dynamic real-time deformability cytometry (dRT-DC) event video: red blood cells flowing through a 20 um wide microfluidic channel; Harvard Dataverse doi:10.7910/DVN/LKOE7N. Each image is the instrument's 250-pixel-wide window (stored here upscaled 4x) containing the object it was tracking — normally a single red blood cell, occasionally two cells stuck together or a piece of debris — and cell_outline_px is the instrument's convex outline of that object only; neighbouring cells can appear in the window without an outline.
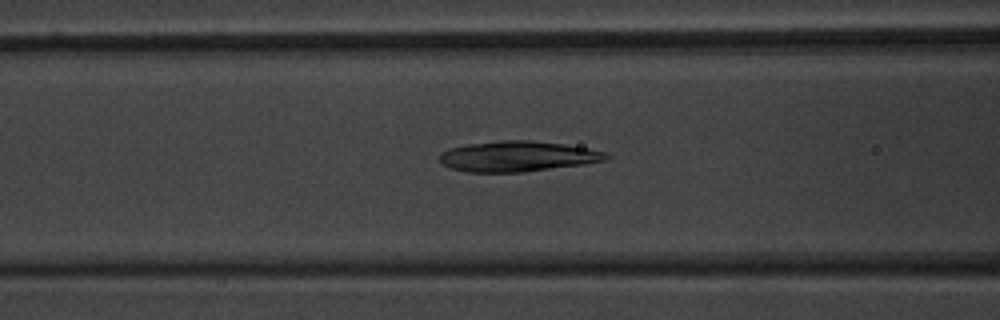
{"species": "common noctule bat (a hibernating species)", "species_latin": "Nyctalus noctula", "temperature_condition": "warm", "stored_images_in_passage": 47, "camera_frame_rate_fps": 3000, "um_per_image_px": 0.085, "animal": {"sex": "male", "body_mass_g": 20.1, "forearm_length_mm": 53.5}, "frame": {"image": 1, "passage_image": 17, "time_ms": 5.333, "image_size_px": [1000, 320], "cell_outline_px": [[612, 156], [608, 160], [584, 164], [524, 172], [468, 172], [452, 168], [444, 164], [440, 160], [440, 152], [448, 148], [464, 144], [500, 140], [532, 140], [564, 144], [588, 148], [608, 152]], "centroid_in_image_um": [44.03, 13.28], "position_along_channel_um": 122.6, "area_um2": 29.88}}
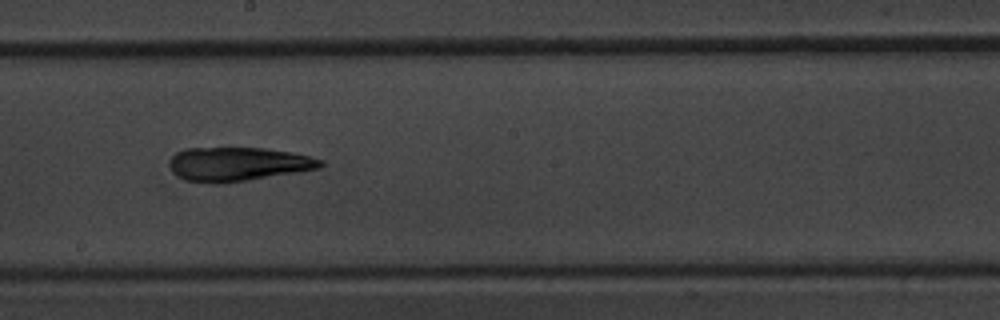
{"frame": {"image": 2, "passage_image": 25, "time_ms": 8.0, "image_size_px": [1000, 320], "cell_outline_px": [[324, 164], [320, 168], [300, 172], [248, 180], [220, 184], [212, 184], [184, 180], [176, 176], [172, 172], [172, 156], [176, 152], [184, 148], [264, 148], [292, 152], [324, 160]], "centroid_in_image_um": [20.25, 13.96], "position_along_channel_um": 228.0, "area_um2": 30.0}}
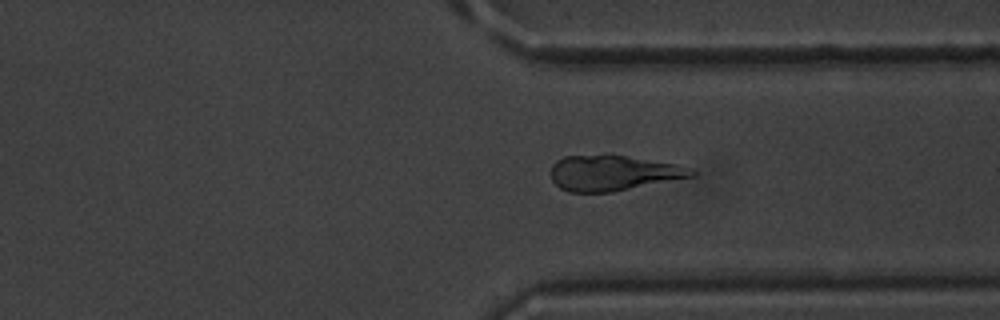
{"frame": {"image": 3, "passage_image": 35, "time_ms": 11.333, "image_size_px": [1000, 320], "cell_outline_px": [[696, 176], [612, 192], [568, 192], [560, 188], [552, 180], [552, 164], [556, 160], [564, 156], [624, 156], [676, 164], [696, 172]], "centroid_in_image_um": [52.1, 14.73], "position_along_channel_um": 359.3, "area_um2": 28.5}, "authors_computed_cell_mechanics": {"area_um2": 29.8248, "velocity_mm_per_s": 3.952, "shape_relaxation_time_tau1_ms": 3.7411, "shape_relaxation_time_tau2_ms": 4.7954, "deformation_change_tau1": 0.1457, "deformation_change_tau2": 0.1409}}